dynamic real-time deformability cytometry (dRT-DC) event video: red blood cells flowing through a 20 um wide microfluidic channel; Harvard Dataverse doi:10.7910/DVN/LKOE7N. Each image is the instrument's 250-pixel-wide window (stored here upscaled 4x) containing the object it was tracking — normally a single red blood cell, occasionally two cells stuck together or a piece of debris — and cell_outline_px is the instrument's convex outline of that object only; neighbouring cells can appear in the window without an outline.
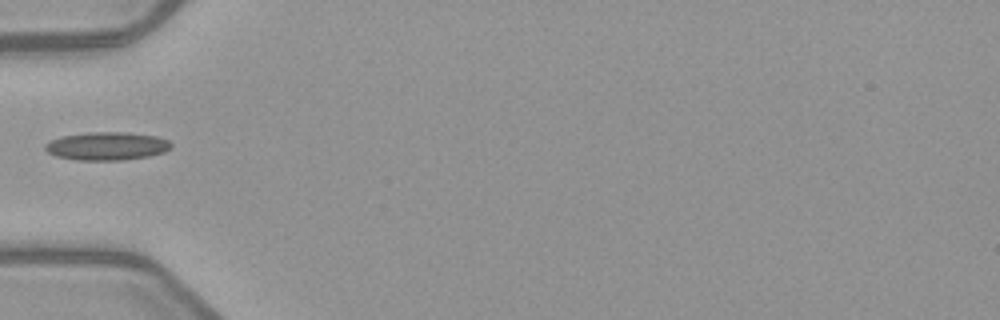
{"species": "common noctule bat (a hibernating species)", "species_latin": "Nyctalus noctula", "temperature_condition": "warm", "stored_images_in_passage": 1, "camera_frame_rate_fps": 3000, "um_per_image_px": 0.085, "animal": {"sex": "female", "body_mass_g": 21.9}, "frame": {"image": 1, "passage_image": 1, "time_ms": 0.0, "image_size_px": [1000, 320], "cell_outline_px": [[172, 148], [164, 152], [148, 156], [124, 160], [76, 160], [56, 156], [48, 152], [44, 148], [44, 144], [60, 136], [88, 132], [128, 132], [156, 136], [168, 140], [172, 144]], "centroid_in_image_um": [9.09, 12.41], "position_along_channel_um": 75.9, "area_um2": 20.81}}